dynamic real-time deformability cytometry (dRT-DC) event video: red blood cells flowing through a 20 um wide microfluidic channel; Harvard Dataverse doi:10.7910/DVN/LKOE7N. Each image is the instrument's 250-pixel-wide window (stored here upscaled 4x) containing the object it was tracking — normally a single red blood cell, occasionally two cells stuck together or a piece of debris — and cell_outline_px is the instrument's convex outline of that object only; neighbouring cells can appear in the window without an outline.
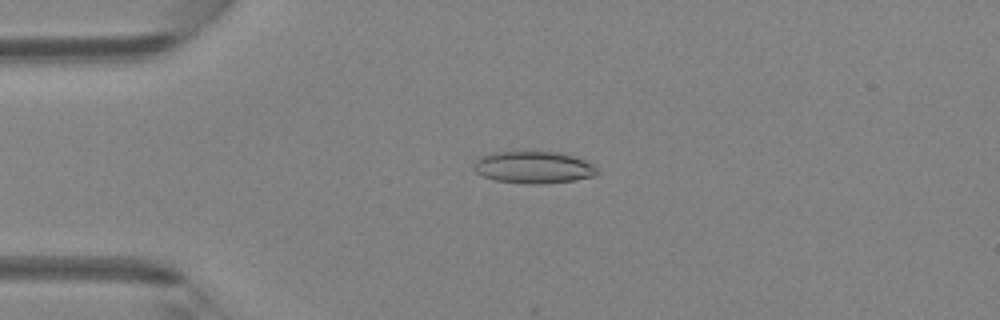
{"species": "Egyptian fruit bat (a non-hibernating species)", "species_latin": "Rousettus aegyptiacus", "temperature_condition": "room temperature", "stored_images_in_passage": 6, "camera_frame_rate_fps": 3000, "um_per_image_px": 0.085, "animal": {"sex": "female"}, "frame": {"image": 1, "passage_image": 4, "time_ms": 3.333, "image_size_px": [1000, 320], "cell_outline_px": [[600, 172], [592, 176], [576, 180], [544, 184], [524, 184], [496, 180], [484, 176], [476, 172], [472, 168], [472, 164], [480, 156], [492, 152], [560, 152], [584, 160], [592, 164]], "centroid_in_image_um": [45.32, 14.23], "position_along_channel_um": 39.7, "area_um2": 23.12}}
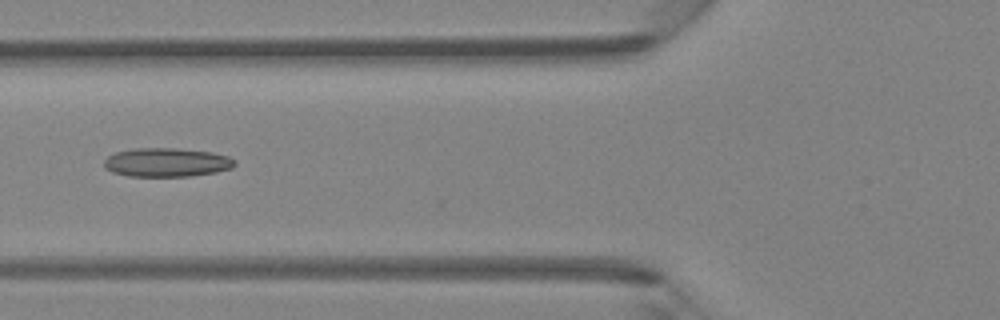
{"frame": {"image": 2, "passage_image": 6, "time_ms": 5.667, "image_size_px": [1000, 320], "cell_outline_px": [[236, 164], [232, 168], [216, 172], [188, 176], [128, 176], [112, 172], [104, 168], [104, 160], [108, 156], [116, 152], [132, 148], [176, 148], [212, 152], [228, 156], [236, 160]], "centroid_in_image_um": [14.16, 13.8], "position_along_channel_um": 111.6, "area_um2": 22.08}}